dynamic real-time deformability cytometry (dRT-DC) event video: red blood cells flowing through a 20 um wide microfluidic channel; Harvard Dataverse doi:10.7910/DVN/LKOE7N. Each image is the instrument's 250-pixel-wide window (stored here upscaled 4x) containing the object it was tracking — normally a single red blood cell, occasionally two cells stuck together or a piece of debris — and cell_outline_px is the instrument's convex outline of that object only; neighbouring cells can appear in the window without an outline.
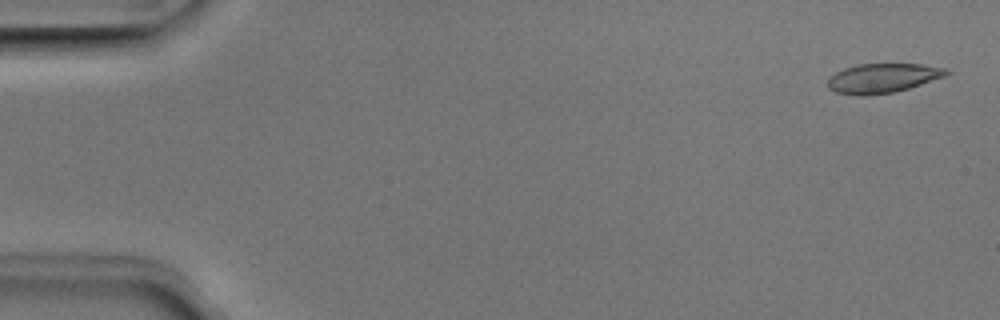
{"species": "Egyptian fruit bat (a non-hibernating species)", "species_latin": "Rousettus aegyptiacus", "temperature_condition": "room temperature", "stored_images_in_passage": 51, "camera_frame_rate_fps": 3000, "um_per_image_px": 0.085, "animal": {"sex": "male"}, "frame": {"image": 1, "passage_image": 2, "time_ms": 0.333, "image_size_px": [1000, 320], "cell_outline_px": [[952, 72], [944, 76], [908, 88], [892, 92], [860, 96], [836, 92], [828, 88], [828, 76], [844, 68], [856, 64], [920, 64], [948, 68]], "centroid_in_image_um": [75.01, 6.63], "position_along_channel_um": 10.0, "area_um2": 20.23}}
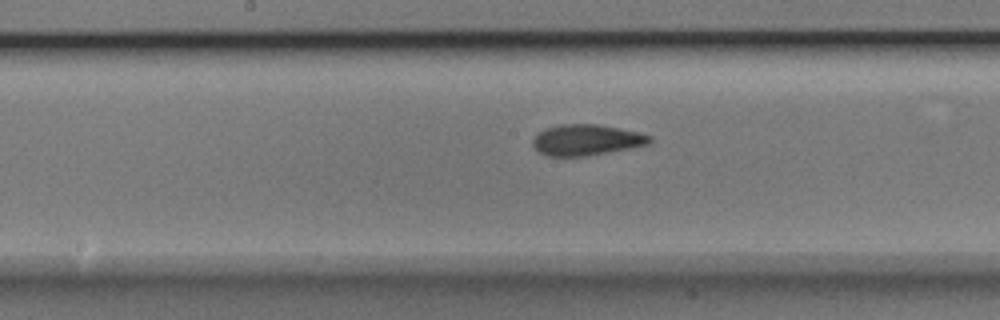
{"frame": {"image": 2, "passage_image": 26, "time_ms": 8.333, "image_size_px": [1000, 320], "cell_outline_px": [[652, 144], [632, 148], [584, 156], [544, 156], [532, 144], [532, 140], [544, 128], [560, 124], [596, 124], [640, 132], [652, 136]], "centroid_in_image_um": [49.88, 11.89], "position_along_channel_um": 198.3, "area_um2": 21.15}}
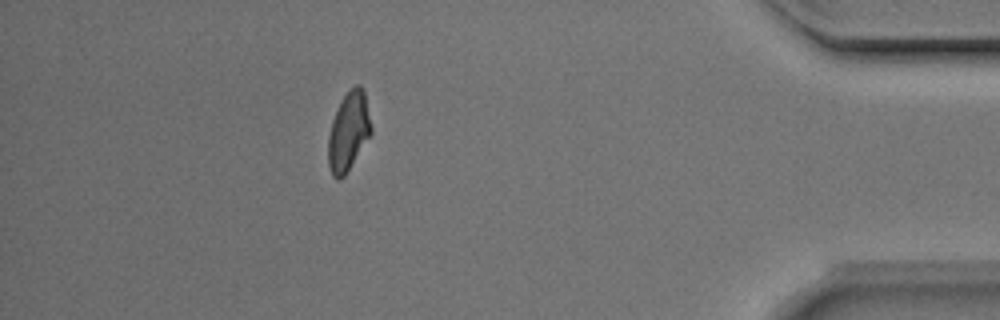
{"frame": {"image": 3, "passage_image": 45, "time_ms": 14.667, "image_size_px": [1000, 320], "cell_outline_px": [[372, 132], [344, 176], [340, 180], [336, 180], [332, 176], [328, 164], [328, 136], [332, 120], [344, 96], [356, 84], [360, 84], [364, 88], [372, 128]], "centroid_in_image_um": [29.62, 11.18], "position_along_channel_um": 405.6, "area_um2": 19.54}}